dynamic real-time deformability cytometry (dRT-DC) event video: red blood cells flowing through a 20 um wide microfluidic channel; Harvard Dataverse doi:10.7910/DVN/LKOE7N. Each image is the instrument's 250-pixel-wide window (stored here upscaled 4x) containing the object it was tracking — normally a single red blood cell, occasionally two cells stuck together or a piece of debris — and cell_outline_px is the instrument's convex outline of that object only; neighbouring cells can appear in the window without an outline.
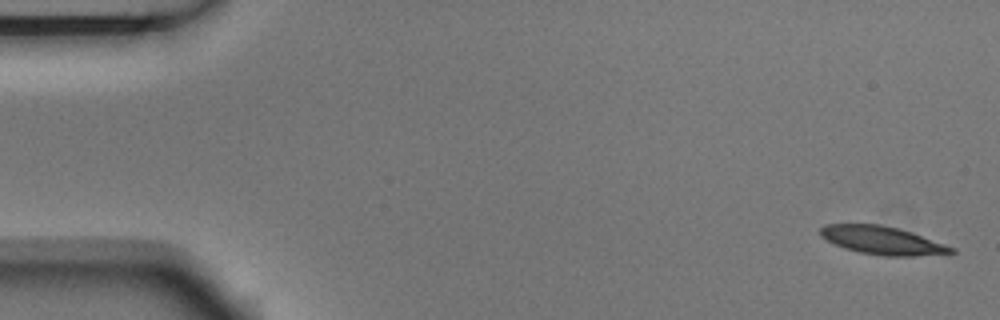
{"species": "Egyptian fruit bat (a non-hibernating species)", "species_latin": "Rousettus aegyptiacus", "temperature_condition": "room temperature", "stored_images_in_passage": 5, "camera_frame_rate_fps": 3000, "um_per_image_px": 0.085, "animal": {"sex": "male"}, "frame": {"image": 1, "passage_image": 1, "time_ms": 0.0, "image_size_px": [1000, 320], "cell_outline_px": [[956, 252], [916, 256], [884, 256], [860, 252], [844, 248], [820, 236], [820, 228], [824, 224], [880, 224], [900, 228], [912, 232], [956, 248]], "centroid_in_image_um": [75.01, 20.42], "position_along_channel_um": 10.0, "area_um2": 21.44}}
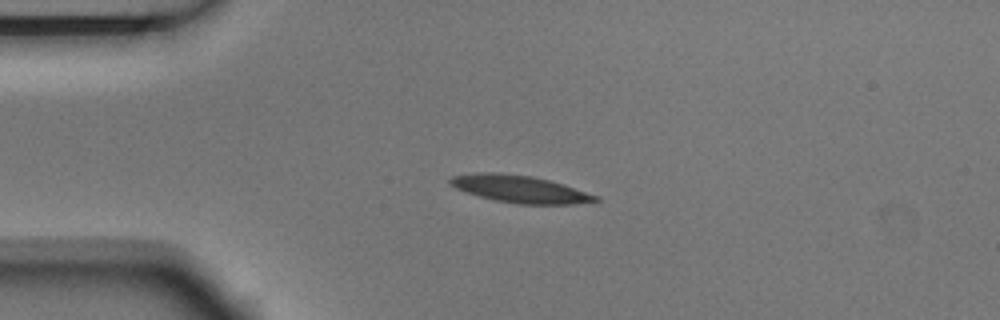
{"frame": {"image": 2, "passage_image": 4, "time_ms": 1.0, "image_size_px": [1000, 320], "cell_outline_px": [[600, 200], [576, 204], [520, 204], [496, 200], [480, 196], [456, 188], [448, 184], [448, 180], [452, 176], [476, 172], [500, 172], [532, 176], [564, 184], [600, 196]], "centroid_in_image_um": [44.21, 16.05], "position_along_channel_um": 40.8, "area_um2": 23.12}}